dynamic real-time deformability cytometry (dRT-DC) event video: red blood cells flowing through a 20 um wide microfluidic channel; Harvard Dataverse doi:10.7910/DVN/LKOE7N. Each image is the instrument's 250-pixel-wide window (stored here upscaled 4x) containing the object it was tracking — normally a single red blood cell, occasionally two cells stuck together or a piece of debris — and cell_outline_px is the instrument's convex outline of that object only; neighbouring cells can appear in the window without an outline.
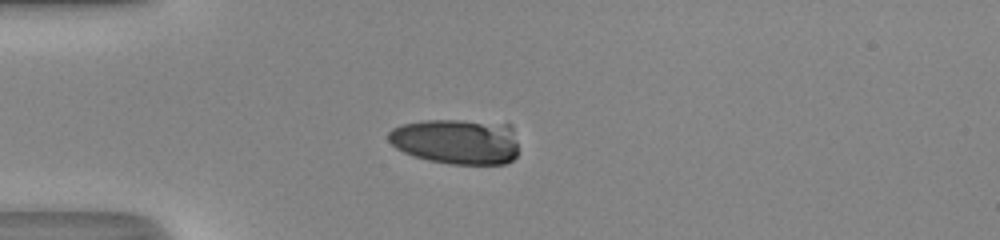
{"species": "human", "species_latin": "Homo sapiens", "temperature_condition": "room temperature", "stored_images_in_passage": 37, "camera_frame_rate_fps": 3000, "um_per_image_px": 0.085, "donor": {"sex": "male"}, "frame": {"image": 1, "passage_image": 1, "time_ms": 0.0, "image_size_px": [1000, 240], "cell_outline_px": [[516, 156], [512, 160], [504, 164], [448, 164], [428, 160], [404, 152], [396, 148], [388, 140], [388, 132], [392, 128], [400, 124], [424, 120], [460, 120], [512, 124], [516, 144]], "centroid_in_image_um": [38.78, 12.02], "position_along_channel_um": 46.2, "area_um2": 34.62}}
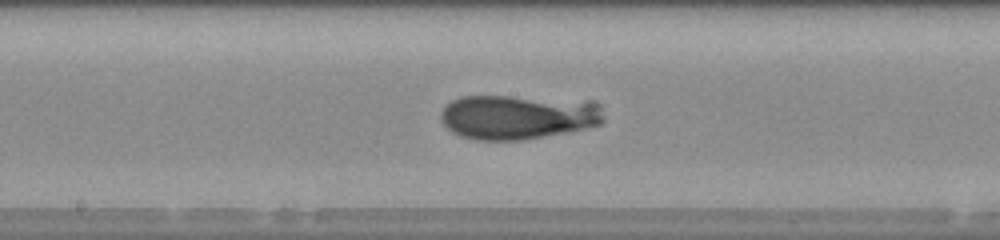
{"frame": {"image": 2, "passage_image": 14, "time_ms": 4.333, "image_size_px": [1000, 240], "cell_outline_px": [[604, 120], [600, 124], [588, 128], [568, 132], [524, 140], [476, 140], [460, 136], [452, 132], [444, 124], [440, 116], [440, 112], [452, 100], [460, 96], [508, 96], [592, 100], [596, 104]], "centroid_in_image_um": [44.01, 9.94], "position_along_channel_um": 204.2, "area_um2": 42.54}}
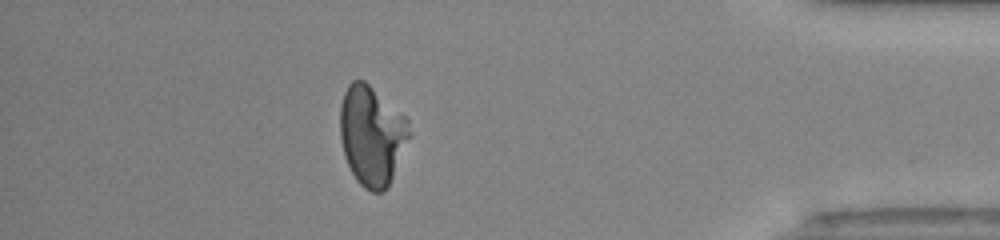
{"frame": {"image": 3, "passage_image": 31, "time_ms": 10.0, "image_size_px": [1000, 240], "cell_outline_px": [[412, 136], [388, 188], [384, 192], [372, 192], [364, 188], [356, 180], [344, 156], [340, 140], [340, 104], [344, 92], [348, 84], [352, 80], [364, 80], [404, 116], [408, 120], [412, 132]], "centroid_in_image_um": [31.62, 11.55], "position_along_channel_um": 403.6, "area_um2": 40.63}, "authors_computed_cell_mechanics": {"area_um2": 40.9224, "velocity_mm_per_s": 4.2236, "shape_relaxation_time_tau1_ms": 8.2683, "shape_relaxation_time_tau2_ms": 1.7933, "deformation_change_tau1": 0.2126, "deformation_change_tau2": 0.0567}}